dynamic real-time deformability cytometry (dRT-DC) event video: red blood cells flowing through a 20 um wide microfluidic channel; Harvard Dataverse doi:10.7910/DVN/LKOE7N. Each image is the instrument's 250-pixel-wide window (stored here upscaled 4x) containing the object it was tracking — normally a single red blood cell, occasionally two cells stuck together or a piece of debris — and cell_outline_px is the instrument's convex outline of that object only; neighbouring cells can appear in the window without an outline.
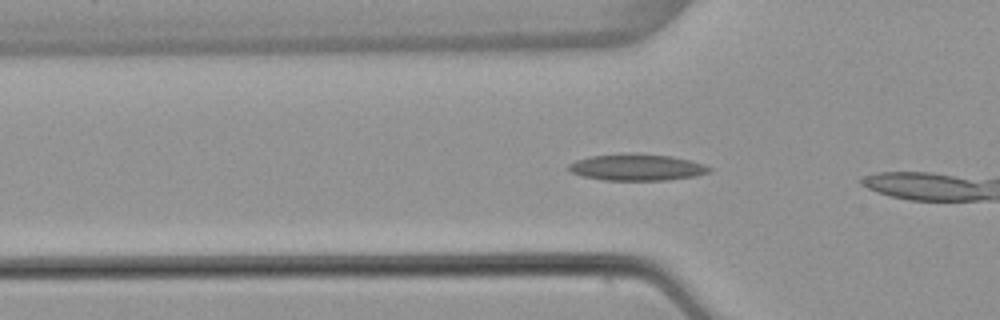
{"species": "common noctule bat (a hibernating species)", "species_latin": "Nyctalus noctula", "temperature_condition": "warm", "stored_images_in_passage": 6, "camera_frame_rate_fps": 3000, "um_per_image_px": 0.085, "animal": {"sex": "female", "body_mass_g": 22.7, "forearm_length_mm": 54.2}, "frame": {"image": 1, "passage_image": 4, "time_ms": 1.0, "image_size_px": [1000, 320], "cell_outline_px": [[712, 168], [708, 172], [696, 176], [668, 180], [604, 180], [584, 176], [572, 172], [568, 168], [568, 164], [576, 160], [592, 156], [624, 152], [628, 152], [672, 156], [704, 164]], "centroid_in_image_um": [54.13, 14.21], "position_along_channel_um": 71.7, "area_um2": 21.79}}